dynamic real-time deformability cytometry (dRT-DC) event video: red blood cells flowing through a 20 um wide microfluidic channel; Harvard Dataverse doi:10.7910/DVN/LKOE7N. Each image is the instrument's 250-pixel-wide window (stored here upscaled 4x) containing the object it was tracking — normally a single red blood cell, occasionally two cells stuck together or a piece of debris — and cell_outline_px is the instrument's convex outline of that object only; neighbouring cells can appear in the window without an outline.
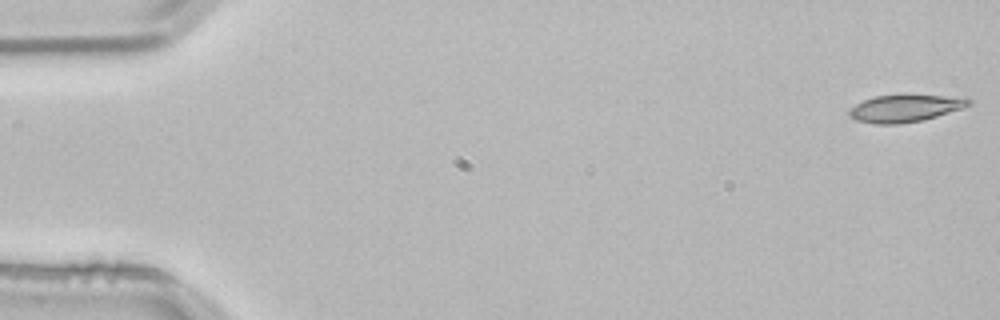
{"species": "common noctule bat (a hibernating species)", "species_latin": "Nyctalus noctula", "temperature_condition": "room temperature", "stored_images_in_passage": 4, "camera_frame_rate_fps": 3000, "um_per_image_px": 0.085, "animal": {"sex": "male", "body_mass_g": 21.5, "forearm_length_mm": 52.0}, "frame": {"image": 1, "passage_image": 1, "time_ms": 0.0, "image_size_px": [1000, 320], "cell_outline_px": [[972, 104], [964, 108], [924, 120], [896, 124], [872, 124], [856, 120], [848, 116], [848, 112], [856, 104], [872, 96], [944, 96], [972, 100]], "centroid_in_image_um": [76.9, 9.23], "position_along_channel_um": 8.1, "area_um2": 18.61}}
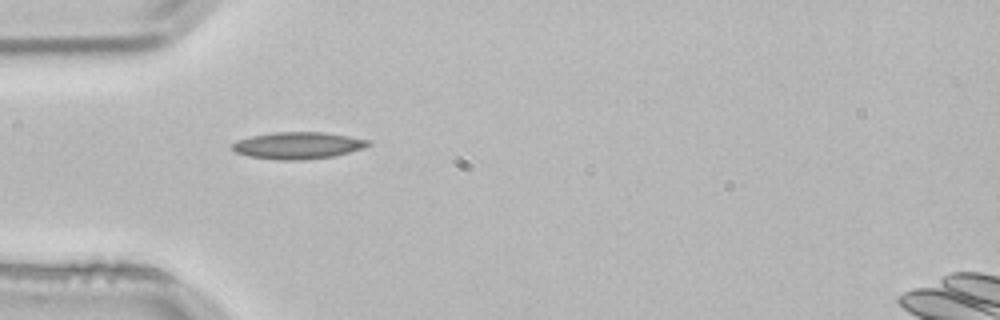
{"frame": {"image": 2, "passage_image": 4, "time_ms": 1.0, "image_size_px": [1000, 320], "cell_outline_px": [[372, 144], [364, 148], [336, 156], [304, 160], [276, 160], [248, 156], [236, 152], [232, 148], [232, 144], [236, 140], [252, 136], [276, 132], [324, 132], [348, 136], [368, 140]], "centroid_in_image_um": [25.34, 12.37], "position_along_channel_um": 59.7, "area_um2": 21.39}}